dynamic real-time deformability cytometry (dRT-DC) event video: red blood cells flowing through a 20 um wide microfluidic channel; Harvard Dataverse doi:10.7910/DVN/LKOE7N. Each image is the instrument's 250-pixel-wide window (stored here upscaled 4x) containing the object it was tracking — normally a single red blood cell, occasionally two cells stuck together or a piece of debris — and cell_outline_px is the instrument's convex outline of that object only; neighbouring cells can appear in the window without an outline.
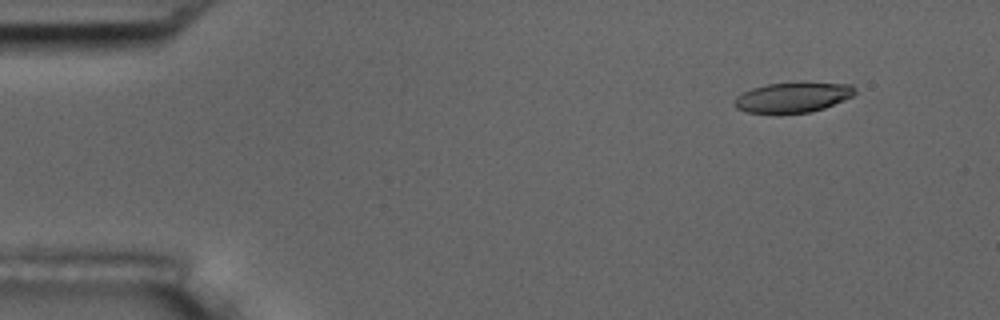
{"species": "common noctule bat (a hibernating species)", "species_latin": "Nyctalus noctula", "temperature_condition": "room temperature", "stored_images_in_passage": 51, "camera_frame_rate_fps": 3000, "um_per_image_px": 0.085, "animal": {"sex": "male", "body_mass_g": 17.5, "forearm_length_mm": 52.3}, "frame": {"image": 1, "passage_image": 1, "time_ms": 0.0, "image_size_px": [1000, 320], "cell_outline_px": [[856, 92], [852, 96], [824, 108], [812, 112], [780, 116], [748, 112], [736, 108], [732, 104], [736, 96], [752, 88], [768, 84], [852, 84], [856, 88]], "centroid_in_image_um": [67.32, 8.34], "position_along_channel_um": 17.7, "area_um2": 21.27}}
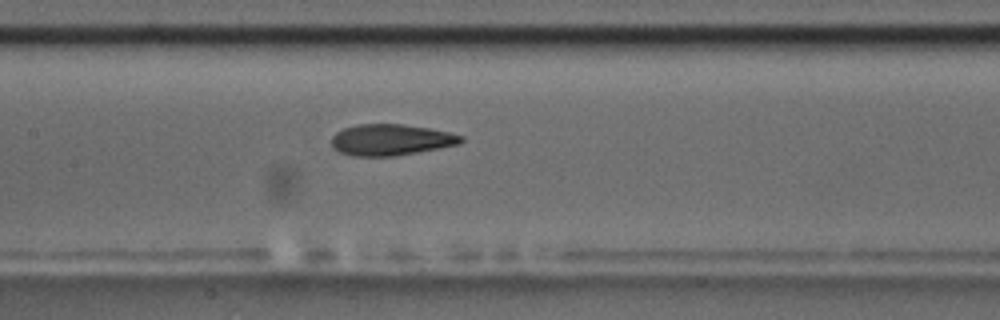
{"frame": {"image": 2, "passage_image": 22, "time_ms": 7.0, "image_size_px": [1000, 320], "cell_outline_px": [[464, 140], [460, 144], [440, 148], [392, 156], [352, 156], [340, 152], [332, 148], [332, 136], [336, 132], [344, 128], [356, 124], [400, 124], [428, 128], [448, 132], [464, 136]], "centroid_in_image_um": [33.21, 11.88], "position_along_channel_um": 174.2, "area_um2": 23.52}}
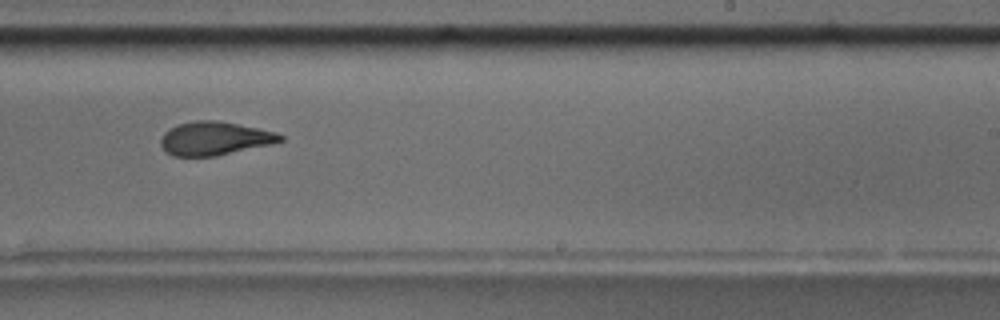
{"frame": {"image": 3, "passage_image": 30, "time_ms": 9.667, "image_size_px": [1000, 320], "cell_outline_px": [[284, 140], [272, 144], [216, 156], [172, 156], [164, 152], [160, 144], [160, 140], [164, 132], [176, 124], [196, 120], [216, 120], [276, 132], [284, 136]], "centroid_in_image_um": [18.2, 11.77], "position_along_channel_um": 270.8, "area_um2": 23.41}, "authors_computed_cell_mechanics": {"area_um2": 23.698, "velocity_mm_per_s": 3.6358, "shape_relaxation_time_tau1_ms": 4.676, "shape_relaxation_time_tau2_ms": 2.4797, "deformation_change_tau1": 0.1608, "deformation_change_tau2": 0.1098}}